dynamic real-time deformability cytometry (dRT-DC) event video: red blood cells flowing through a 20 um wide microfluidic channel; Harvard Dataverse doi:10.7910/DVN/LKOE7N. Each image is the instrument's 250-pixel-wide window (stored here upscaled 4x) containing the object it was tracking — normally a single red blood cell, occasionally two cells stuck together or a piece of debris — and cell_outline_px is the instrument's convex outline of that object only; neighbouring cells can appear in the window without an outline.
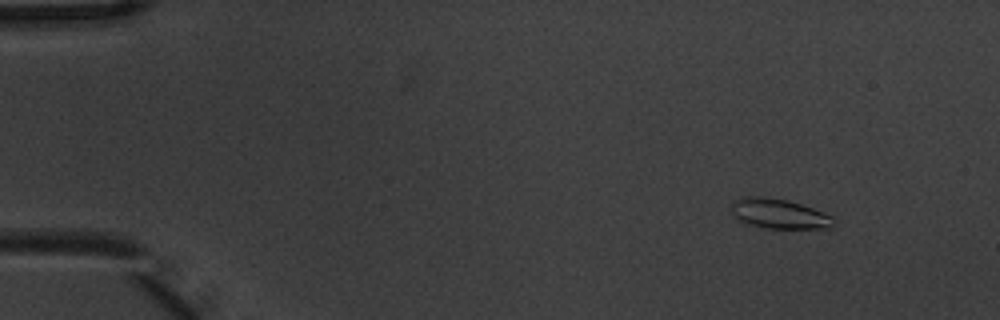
{"species": "common noctule bat (a hibernating species)", "species_latin": "Nyctalus noctula", "temperature_condition": "warm", "stored_images_in_passage": 5, "camera_frame_rate_fps": 3000, "um_per_image_px": 0.085, "animal": {"sex": "male", "body_mass_g": 20.1, "forearm_length_mm": 53.5}, "frame": {"image": 1, "passage_image": 2, "time_ms": 0.333, "image_size_px": [1000, 320], "cell_outline_px": [[836, 220], [828, 228], [768, 228], [744, 224], [732, 216], [732, 200], [744, 196], [764, 196], [788, 200], [824, 212], [832, 216]], "centroid_in_image_um": [66.16, 18.16], "position_along_channel_um": 18.8, "area_um2": 17.98}}
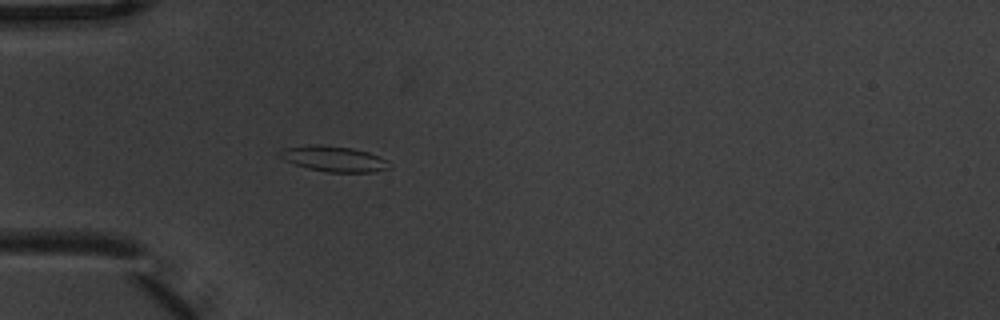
{"frame": {"image": 2, "passage_image": 5, "time_ms": 1.333, "image_size_px": [1000, 320], "cell_outline_px": [[392, 168], [372, 172], [324, 172], [308, 168], [284, 160], [276, 152], [284, 148], [308, 144], [320, 144], [352, 148], [368, 152], [380, 156], [388, 160], [392, 164]], "centroid_in_image_um": [28.4, 13.49], "position_along_channel_um": 56.6, "area_um2": 16.59}}